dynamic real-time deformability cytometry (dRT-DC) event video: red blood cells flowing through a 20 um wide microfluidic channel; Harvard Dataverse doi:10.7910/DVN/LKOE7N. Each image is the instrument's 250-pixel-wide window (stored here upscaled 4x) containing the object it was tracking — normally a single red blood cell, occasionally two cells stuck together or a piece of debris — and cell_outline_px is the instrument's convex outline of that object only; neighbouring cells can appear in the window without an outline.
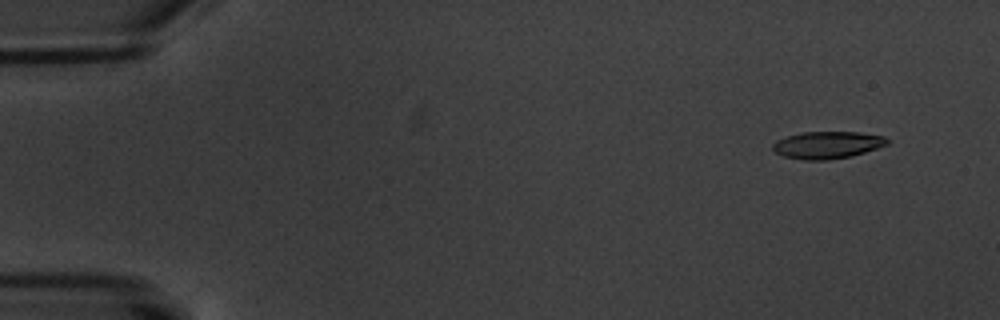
{"species": "common noctule bat (a hibernating species)", "species_latin": "Nyctalus noctula", "temperature_condition": "warm", "stored_images_in_passage": 4, "camera_frame_rate_fps": 3000, "um_per_image_px": 0.085, "animal": {"sex": "male", "body_mass_g": 20.1, "forearm_length_mm": 53.5}, "frame": {"image": 1, "passage_image": 1, "time_ms": 0.0, "image_size_px": [1000, 320], "cell_outline_px": [[892, 140], [888, 144], [852, 156], [828, 160], [804, 160], [784, 156], [776, 152], [772, 148], [772, 144], [776, 140], [800, 132], [860, 132], [884, 136]], "centroid_in_image_um": [70.34, 12.32], "position_along_channel_um": 14.7, "area_um2": 18.21}}